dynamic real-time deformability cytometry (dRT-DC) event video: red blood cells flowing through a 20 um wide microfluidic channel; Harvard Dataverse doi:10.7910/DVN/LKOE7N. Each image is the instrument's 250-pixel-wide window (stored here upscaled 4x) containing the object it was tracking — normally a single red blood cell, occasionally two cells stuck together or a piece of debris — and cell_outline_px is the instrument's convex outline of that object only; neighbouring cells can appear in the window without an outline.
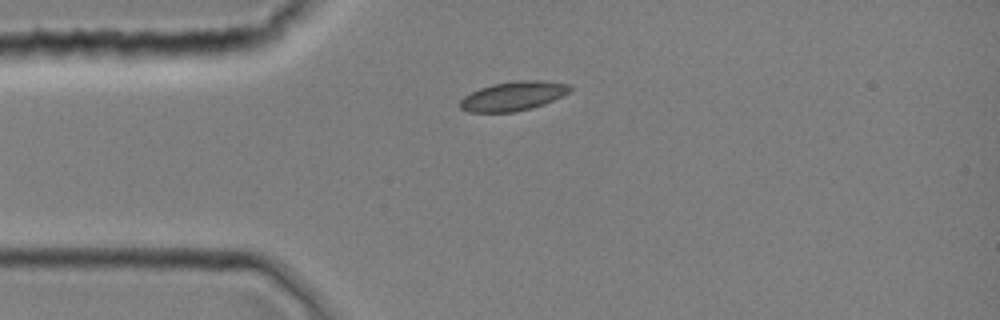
{"species": "common noctule bat (a hibernating species)", "species_latin": "Nyctalus noctula", "temperature_condition": "room temperature", "stored_images_in_passage": 1, "camera_frame_rate_fps": 3000, "um_per_image_px": 0.085, "animal": {"sex": "female", "body_mass_g": 19.0, "forearm_length_mm": 51.5}, "frame": {"image": 1, "passage_image": 1, "time_ms": 0.0, "image_size_px": [1000, 320], "cell_outline_px": [[572, 88], [568, 92], [544, 104], [532, 108], [512, 112], [468, 112], [460, 108], [460, 100], [464, 96], [480, 88], [492, 84], [516, 80], [540, 80], [572, 84]], "centroid_in_image_um": [43.62, 8.16], "position_along_channel_um": 41.4, "area_um2": 18.67}}